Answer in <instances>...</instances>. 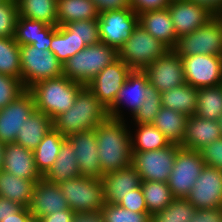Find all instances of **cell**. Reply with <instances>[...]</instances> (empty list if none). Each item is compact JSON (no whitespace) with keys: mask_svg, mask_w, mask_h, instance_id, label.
I'll list each match as a JSON object with an SVG mask.
<instances>
[{"mask_svg":"<svg viewBox=\"0 0 222 222\" xmlns=\"http://www.w3.org/2000/svg\"><path fill=\"white\" fill-rule=\"evenodd\" d=\"M118 205L133 212L148 213L141 186L130 191Z\"/></svg>","mask_w":222,"mask_h":222,"instance_id":"46","label":"cell"},{"mask_svg":"<svg viewBox=\"0 0 222 222\" xmlns=\"http://www.w3.org/2000/svg\"><path fill=\"white\" fill-rule=\"evenodd\" d=\"M70 35H75L84 41L86 46L100 42L98 20H82L63 25Z\"/></svg>","mask_w":222,"mask_h":222,"instance_id":"42","label":"cell"},{"mask_svg":"<svg viewBox=\"0 0 222 222\" xmlns=\"http://www.w3.org/2000/svg\"><path fill=\"white\" fill-rule=\"evenodd\" d=\"M72 222H105L102 212H74Z\"/></svg>","mask_w":222,"mask_h":222,"instance_id":"52","label":"cell"},{"mask_svg":"<svg viewBox=\"0 0 222 222\" xmlns=\"http://www.w3.org/2000/svg\"><path fill=\"white\" fill-rule=\"evenodd\" d=\"M180 57L197 54L222 56V26L214 17L197 30L178 37L172 49Z\"/></svg>","mask_w":222,"mask_h":222,"instance_id":"8","label":"cell"},{"mask_svg":"<svg viewBox=\"0 0 222 222\" xmlns=\"http://www.w3.org/2000/svg\"><path fill=\"white\" fill-rule=\"evenodd\" d=\"M189 1L194 2L200 7L207 9L214 16H217L219 13H222V0H189Z\"/></svg>","mask_w":222,"mask_h":222,"instance_id":"53","label":"cell"},{"mask_svg":"<svg viewBox=\"0 0 222 222\" xmlns=\"http://www.w3.org/2000/svg\"><path fill=\"white\" fill-rule=\"evenodd\" d=\"M25 90L18 78L0 74V109L6 107Z\"/></svg>","mask_w":222,"mask_h":222,"instance_id":"44","label":"cell"},{"mask_svg":"<svg viewBox=\"0 0 222 222\" xmlns=\"http://www.w3.org/2000/svg\"><path fill=\"white\" fill-rule=\"evenodd\" d=\"M75 149L80 175L102 178L98 156V143L94 129L80 131L66 137Z\"/></svg>","mask_w":222,"mask_h":222,"instance_id":"18","label":"cell"},{"mask_svg":"<svg viewBox=\"0 0 222 222\" xmlns=\"http://www.w3.org/2000/svg\"><path fill=\"white\" fill-rule=\"evenodd\" d=\"M196 210L186 198H174L166 208L150 214V222H190Z\"/></svg>","mask_w":222,"mask_h":222,"instance_id":"38","label":"cell"},{"mask_svg":"<svg viewBox=\"0 0 222 222\" xmlns=\"http://www.w3.org/2000/svg\"><path fill=\"white\" fill-rule=\"evenodd\" d=\"M28 209L32 217L41 218L54 212L70 209L67 198L62 194L58 184L46 181L44 178L36 182L33 188Z\"/></svg>","mask_w":222,"mask_h":222,"instance_id":"20","label":"cell"},{"mask_svg":"<svg viewBox=\"0 0 222 222\" xmlns=\"http://www.w3.org/2000/svg\"><path fill=\"white\" fill-rule=\"evenodd\" d=\"M80 176L75 149L66 138L62 143L56 161L43 178L48 182L60 184Z\"/></svg>","mask_w":222,"mask_h":222,"instance_id":"26","label":"cell"},{"mask_svg":"<svg viewBox=\"0 0 222 222\" xmlns=\"http://www.w3.org/2000/svg\"><path fill=\"white\" fill-rule=\"evenodd\" d=\"M221 137L222 131L218 121L192 115L187 119L185 136L180 146L200 151Z\"/></svg>","mask_w":222,"mask_h":222,"instance_id":"23","label":"cell"},{"mask_svg":"<svg viewBox=\"0 0 222 222\" xmlns=\"http://www.w3.org/2000/svg\"><path fill=\"white\" fill-rule=\"evenodd\" d=\"M218 124H219V127L221 128V131H222V115L218 120Z\"/></svg>","mask_w":222,"mask_h":222,"instance_id":"58","label":"cell"},{"mask_svg":"<svg viewBox=\"0 0 222 222\" xmlns=\"http://www.w3.org/2000/svg\"><path fill=\"white\" fill-rule=\"evenodd\" d=\"M101 180L105 203L118 204L130 191L141 186V177L132 165L104 174Z\"/></svg>","mask_w":222,"mask_h":222,"instance_id":"22","label":"cell"},{"mask_svg":"<svg viewBox=\"0 0 222 222\" xmlns=\"http://www.w3.org/2000/svg\"><path fill=\"white\" fill-rule=\"evenodd\" d=\"M178 144L152 151H132L131 165L137 170L141 181L168 182L174 166Z\"/></svg>","mask_w":222,"mask_h":222,"instance_id":"9","label":"cell"},{"mask_svg":"<svg viewBox=\"0 0 222 222\" xmlns=\"http://www.w3.org/2000/svg\"><path fill=\"white\" fill-rule=\"evenodd\" d=\"M23 208L20 204L13 202L9 199L0 197V222L3 219L12 217L13 214Z\"/></svg>","mask_w":222,"mask_h":222,"instance_id":"50","label":"cell"},{"mask_svg":"<svg viewBox=\"0 0 222 222\" xmlns=\"http://www.w3.org/2000/svg\"><path fill=\"white\" fill-rule=\"evenodd\" d=\"M18 6L16 0L0 3V38L14 37Z\"/></svg>","mask_w":222,"mask_h":222,"instance_id":"43","label":"cell"},{"mask_svg":"<svg viewBox=\"0 0 222 222\" xmlns=\"http://www.w3.org/2000/svg\"><path fill=\"white\" fill-rule=\"evenodd\" d=\"M143 71L150 85L161 93L186 83L181 57L173 50L156 59Z\"/></svg>","mask_w":222,"mask_h":222,"instance_id":"15","label":"cell"},{"mask_svg":"<svg viewBox=\"0 0 222 222\" xmlns=\"http://www.w3.org/2000/svg\"><path fill=\"white\" fill-rule=\"evenodd\" d=\"M204 164L222 171V137L199 151Z\"/></svg>","mask_w":222,"mask_h":222,"instance_id":"45","label":"cell"},{"mask_svg":"<svg viewBox=\"0 0 222 222\" xmlns=\"http://www.w3.org/2000/svg\"><path fill=\"white\" fill-rule=\"evenodd\" d=\"M145 100L140 109L133 115L135 124H151L162 108L161 92L149 85L145 90Z\"/></svg>","mask_w":222,"mask_h":222,"instance_id":"40","label":"cell"},{"mask_svg":"<svg viewBox=\"0 0 222 222\" xmlns=\"http://www.w3.org/2000/svg\"><path fill=\"white\" fill-rule=\"evenodd\" d=\"M2 170L33 182L43 178L36 168L33 151L17 143L5 144Z\"/></svg>","mask_w":222,"mask_h":222,"instance_id":"21","label":"cell"},{"mask_svg":"<svg viewBox=\"0 0 222 222\" xmlns=\"http://www.w3.org/2000/svg\"><path fill=\"white\" fill-rule=\"evenodd\" d=\"M186 199L196 209L222 207V171L205 165Z\"/></svg>","mask_w":222,"mask_h":222,"instance_id":"16","label":"cell"},{"mask_svg":"<svg viewBox=\"0 0 222 222\" xmlns=\"http://www.w3.org/2000/svg\"><path fill=\"white\" fill-rule=\"evenodd\" d=\"M20 46L14 37L0 38V74L21 80Z\"/></svg>","mask_w":222,"mask_h":222,"instance_id":"37","label":"cell"},{"mask_svg":"<svg viewBox=\"0 0 222 222\" xmlns=\"http://www.w3.org/2000/svg\"><path fill=\"white\" fill-rule=\"evenodd\" d=\"M169 50L167 46L151 36L138 24L130 38L118 50V58L132 70H144Z\"/></svg>","mask_w":222,"mask_h":222,"instance_id":"6","label":"cell"},{"mask_svg":"<svg viewBox=\"0 0 222 222\" xmlns=\"http://www.w3.org/2000/svg\"><path fill=\"white\" fill-rule=\"evenodd\" d=\"M108 117L107 108L84 86L71 108L53 119V128L67 137L80 131L95 129Z\"/></svg>","mask_w":222,"mask_h":222,"instance_id":"2","label":"cell"},{"mask_svg":"<svg viewBox=\"0 0 222 222\" xmlns=\"http://www.w3.org/2000/svg\"><path fill=\"white\" fill-rule=\"evenodd\" d=\"M118 59V51L104 43L89 45L63 64V76L86 86L100 71Z\"/></svg>","mask_w":222,"mask_h":222,"instance_id":"4","label":"cell"},{"mask_svg":"<svg viewBox=\"0 0 222 222\" xmlns=\"http://www.w3.org/2000/svg\"><path fill=\"white\" fill-rule=\"evenodd\" d=\"M86 47L83 40L75 35H70L64 26H56L52 30L50 51L55 54L61 64H64L70 57Z\"/></svg>","mask_w":222,"mask_h":222,"instance_id":"34","label":"cell"},{"mask_svg":"<svg viewBox=\"0 0 222 222\" xmlns=\"http://www.w3.org/2000/svg\"><path fill=\"white\" fill-rule=\"evenodd\" d=\"M205 166L199 151L180 147L168 179L174 198H186Z\"/></svg>","mask_w":222,"mask_h":222,"instance_id":"10","label":"cell"},{"mask_svg":"<svg viewBox=\"0 0 222 222\" xmlns=\"http://www.w3.org/2000/svg\"><path fill=\"white\" fill-rule=\"evenodd\" d=\"M195 115L203 119L219 120L222 115V84L198 88Z\"/></svg>","mask_w":222,"mask_h":222,"instance_id":"35","label":"cell"},{"mask_svg":"<svg viewBox=\"0 0 222 222\" xmlns=\"http://www.w3.org/2000/svg\"><path fill=\"white\" fill-rule=\"evenodd\" d=\"M190 222H222V207L197 209Z\"/></svg>","mask_w":222,"mask_h":222,"instance_id":"48","label":"cell"},{"mask_svg":"<svg viewBox=\"0 0 222 222\" xmlns=\"http://www.w3.org/2000/svg\"><path fill=\"white\" fill-rule=\"evenodd\" d=\"M101 212L105 222H150L149 213L133 212L118 204L105 203Z\"/></svg>","mask_w":222,"mask_h":222,"instance_id":"41","label":"cell"},{"mask_svg":"<svg viewBox=\"0 0 222 222\" xmlns=\"http://www.w3.org/2000/svg\"><path fill=\"white\" fill-rule=\"evenodd\" d=\"M97 7L99 13L108 10L131 9L130 0H91Z\"/></svg>","mask_w":222,"mask_h":222,"instance_id":"49","label":"cell"},{"mask_svg":"<svg viewBox=\"0 0 222 222\" xmlns=\"http://www.w3.org/2000/svg\"><path fill=\"white\" fill-rule=\"evenodd\" d=\"M135 138L131 137L132 151H152L167 147L170 142L164 134L152 124H137ZM133 139H136L133 140Z\"/></svg>","mask_w":222,"mask_h":222,"instance_id":"39","label":"cell"},{"mask_svg":"<svg viewBox=\"0 0 222 222\" xmlns=\"http://www.w3.org/2000/svg\"><path fill=\"white\" fill-rule=\"evenodd\" d=\"M18 16L58 26L57 0H16Z\"/></svg>","mask_w":222,"mask_h":222,"instance_id":"33","label":"cell"},{"mask_svg":"<svg viewBox=\"0 0 222 222\" xmlns=\"http://www.w3.org/2000/svg\"><path fill=\"white\" fill-rule=\"evenodd\" d=\"M55 27L41 21L18 16L14 39L19 46H40L45 47L46 50H50L52 30Z\"/></svg>","mask_w":222,"mask_h":222,"instance_id":"25","label":"cell"},{"mask_svg":"<svg viewBox=\"0 0 222 222\" xmlns=\"http://www.w3.org/2000/svg\"><path fill=\"white\" fill-rule=\"evenodd\" d=\"M131 71L132 69L118 58L100 71L86 86L108 109Z\"/></svg>","mask_w":222,"mask_h":222,"instance_id":"13","label":"cell"},{"mask_svg":"<svg viewBox=\"0 0 222 222\" xmlns=\"http://www.w3.org/2000/svg\"><path fill=\"white\" fill-rule=\"evenodd\" d=\"M21 81L25 89L35 83L63 75V64L45 47L20 46Z\"/></svg>","mask_w":222,"mask_h":222,"instance_id":"5","label":"cell"},{"mask_svg":"<svg viewBox=\"0 0 222 222\" xmlns=\"http://www.w3.org/2000/svg\"><path fill=\"white\" fill-rule=\"evenodd\" d=\"M74 211L71 209L51 213L40 218L41 222H72Z\"/></svg>","mask_w":222,"mask_h":222,"instance_id":"51","label":"cell"},{"mask_svg":"<svg viewBox=\"0 0 222 222\" xmlns=\"http://www.w3.org/2000/svg\"><path fill=\"white\" fill-rule=\"evenodd\" d=\"M99 14L91 0H57L58 26L74 21L98 20Z\"/></svg>","mask_w":222,"mask_h":222,"instance_id":"30","label":"cell"},{"mask_svg":"<svg viewBox=\"0 0 222 222\" xmlns=\"http://www.w3.org/2000/svg\"><path fill=\"white\" fill-rule=\"evenodd\" d=\"M31 217L32 214L30 213V210L23 207L20 211L13 214L12 217L3 219L1 222H27Z\"/></svg>","mask_w":222,"mask_h":222,"instance_id":"54","label":"cell"},{"mask_svg":"<svg viewBox=\"0 0 222 222\" xmlns=\"http://www.w3.org/2000/svg\"><path fill=\"white\" fill-rule=\"evenodd\" d=\"M218 20H219V22H220V24H221V26H222V13H219L217 16H215Z\"/></svg>","mask_w":222,"mask_h":222,"instance_id":"57","label":"cell"},{"mask_svg":"<svg viewBox=\"0 0 222 222\" xmlns=\"http://www.w3.org/2000/svg\"><path fill=\"white\" fill-rule=\"evenodd\" d=\"M27 222H41L39 218L31 217Z\"/></svg>","mask_w":222,"mask_h":222,"instance_id":"56","label":"cell"},{"mask_svg":"<svg viewBox=\"0 0 222 222\" xmlns=\"http://www.w3.org/2000/svg\"><path fill=\"white\" fill-rule=\"evenodd\" d=\"M52 128L53 120L43 112L35 110L19 130L15 143L34 151Z\"/></svg>","mask_w":222,"mask_h":222,"instance_id":"27","label":"cell"},{"mask_svg":"<svg viewBox=\"0 0 222 222\" xmlns=\"http://www.w3.org/2000/svg\"><path fill=\"white\" fill-rule=\"evenodd\" d=\"M141 189L149 214L163 210L174 199L167 182L141 181Z\"/></svg>","mask_w":222,"mask_h":222,"instance_id":"36","label":"cell"},{"mask_svg":"<svg viewBox=\"0 0 222 222\" xmlns=\"http://www.w3.org/2000/svg\"><path fill=\"white\" fill-rule=\"evenodd\" d=\"M197 91L198 88H194L187 83L172 88L161 93L162 106L178 111L187 117L195 115Z\"/></svg>","mask_w":222,"mask_h":222,"instance_id":"31","label":"cell"},{"mask_svg":"<svg viewBox=\"0 0 222 222\" xmlns=\"http://www.w3.org/2000/svg\"><path fill=\"white\" fill-rule=\"evenodd\" d=\"M131 9L136 14H141L149 10H159L167 8L172 0H130Z\"/></svg>","mask_w":222,"mask_h":222,"instance_id":"47","label":"cell"},{"mask_svg":"<svg viewBox=\"0 0 222 222\" xmlns=\"http://www.w3.org/2000/svg\"><path fill=\"white\" fill-rule=\"evenodd\" d=\"M83 87L84 85L81 83L69 80L62 75L39 81L28 90L33 95L36 110L43 112L53 120L71 108L78 92Z\"/></svg>","mask_w":222,"mask_h":222,"instance_id":"3","label":"cell"},{"mask_svg":"<svg viewBox=\"0 0 222 222\" xmlns=\"http://www.w3.org/2000/svg\"><path fill=\"white\" fill-rule=\"evenodd\" d=\"M125 120L108 117L94 129L102 176L131 165V134Z\"/></svg>","mask_w":222,"mask_h":222,"instance_id":"1","label":"cell"},{"mask_svg":"<svg viewBox=\"0 0 222 222\" xmlns=\"http://www.w3.org/2000/svg\"><path fill=\"white\" fill-rule=\"evenodd\" d=\"M138 24L170 50L175 47L178 37L175 34L168 8L138 14Z\"/></svg>","mask_w":222,"mask_h":222,"instance_id":"24","label":"cell"},{"mask_svg":"<svg viewBox=\"0 0 222 222\" xmlns=\"http://www.w3.org/2000/svg\"><path fill=\"white\" fill-rule=\"evenodd\" d=\"M5 144L0 142V171L2 170Z\"/></svg>","mask_w":222,"mask_h":222,"instance_id":"55","label":"cell"},{"mask_svg":"<svg viewBox=\"0 0 222 222\" xmlns=\"http://www.w3.org/2000/svg\"><path fill=\"white\" fill-rule=\"evenodd\" d=\"M167 8L177 37L197 30L215 17L207 9L189 0H172Z\"/></svg>","mask_w":222,"mask_h":222,"instance_id":"17","label":"cell"},{"mask_svg":"<svg viewBox=\"0 0 222 222\" xmlns=\"http://www.w3.org/2000/svg\"><path fill=\"white\" fill-rule=\"evenodd\" d=\"M188 117L178 111L163 107L151 123L171 144L181 145L185 136Z\"/></svg>","mask_w":222,"mask_h":222,"instance_id":"29","label":"cell"},{"mask_svg":"<svg viewBox=\"0 0 222 222\" xmlns=\"http://www.w3.org/2000/svg\"><path fill=\"white\" fill-rule=\"evenodd\" d=\"M66 139L59 131L52 128L33 151L35 165L43 177L56 161L63 141Z\"/></svg>","mask_w":222,"mask_h":222,"instance_id":"32","label":"cell"},{"mask_svg":"<svg viewBox=\"0 0 222 222\" xmlns=\"http://www.w3.org/2000/svg\"><path fill=\"white\" fill-rule=\"evenodd\" d=\"M35 110V101L28 89L0 109V142L15 143L19 130Z\"/></svg>","mask_w":222,"mask_h":222,"instance_id":"14","label":"cell"},{"mask_svg":"<svg viewBox=\"0 0 222 222\" xmlns=\"http://www.w3.org/2000/svg\"><path fill=\"white\" fill-rule=\"evenodd\" d=\"M58 185L74 212H99L105 205L101 179L80 176Z\"/></svg>","mask_w":222,"mask_h":222,"instance_id":"7","label":"cell"},{"mask_svg":"<svg viewBox=\"0 0 222 222\" xmlns=\"http://www.w3.org/2000/svg\"><path fill=\"white\" fill-rule=\"evenodd\" d=\"M150 85L148 76L143 70H132L126 81L122 85L115 97L114 103L107 109L110 118L121 119L122 114L118 107L124 104V100L130 106L131 113L134 115L145 100V90Z\"/></svg>","mask_w":222,"mask_h":222,"instance_id":"19","label":"cell"},{"mask_svg":"<svg viewBox=\"0 0 222 222\" xmlns=\"http://www.w3.org/2000/svg\"><path fill=\"white\" fill-rule=\"evenodd\" d=\"M98 25L100 42L118 51L138 25V14L128 8L108 10L99 14Z\"/></svg>","mask_w":222,"mask_h":222,"instance_id":"11","label":"cell"},{"mask_svg":"<svg viewBox=\"0 0 222 222\" xmlns=\"http://www.w3.org/2000/svg\"><path fill=\"white\" fill-rule=\"evenodd\" d=\"M36 182L14 176L4 170L0 171V197L28 208Z\"/></svg>","mask_w":222,"mask_h":222,"instance_id":"28","label":"cell"},{"mask_svg":"<svg viewBox=\"0 0 222 222\" xmlns=\"http://www.w3.org/2000/svg\"><path fill=\"white\" fill-rule=\"evenodd\" d=\"M186 83L194 88L222 84V56L197 54L181 57Z\"/></svg>","mask_w":222,"mask_h":222,"instance_id":"12","label":"cell"}]
</instances>
